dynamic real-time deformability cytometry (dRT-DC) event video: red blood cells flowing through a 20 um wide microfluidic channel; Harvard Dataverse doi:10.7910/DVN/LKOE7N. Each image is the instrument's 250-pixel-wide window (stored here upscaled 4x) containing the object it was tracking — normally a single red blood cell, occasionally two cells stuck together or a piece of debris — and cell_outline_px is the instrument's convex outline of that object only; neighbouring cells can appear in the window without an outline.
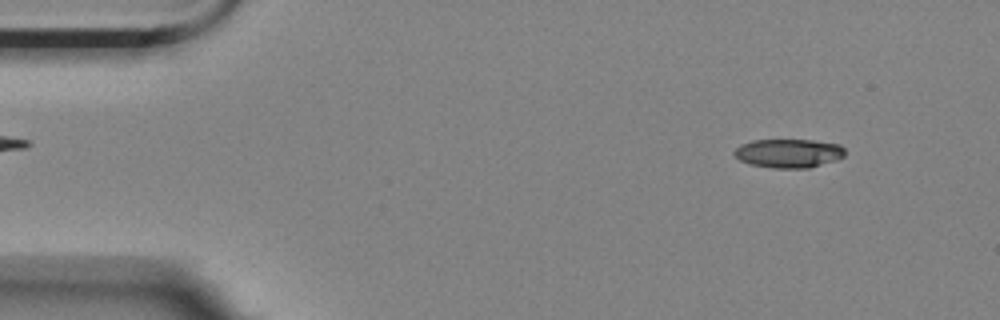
{"species": "Egyptian fruit bat (a non-hibernating species)", "species_latin": "Rousettus aegyptiacus", "temperature_condition": "room temperature", "stored_images_in_passage": 56, "camera_frame_rate_fps": 3000, "um_per_image_px": 0.085, "animal": {"sex": "female"}, "frame": {"image": 1, "passage_image": 5, "time_ms": 1.333, "image_size_px": [1000, 320], "cell_outline_px": [[844, 156], [836, 160], [808, 168], [772, 168], [748, 164], [740, 160], [732, 152], [740, 144], [752, 140], [812, 140], [840, 144], [844, 148]], "centroid_in_image_um": [67.01, 13.03], "position_along_channel_um": 18.0, "area_um2": 18.67}}
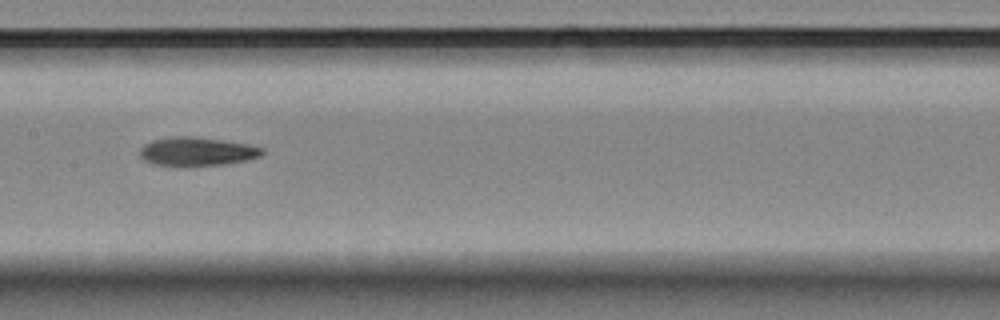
{"frame": {"image": 2, "passage_image": 27, "time_ms": 8.667, "image_size_px": [1000, 320], "cell_outline_px": [[264, 152], [260, 156], [244, 160], [224, 164], [152, 164], [144, 160], [140, 156], [140, 148], [144, 144], [152, 140], [176, 136], [192, 136], [248, 144], [264, 148]], "centroid_in_image_um": [16.73, 12.85], "position_along_channel_um": 190.7, "area_um2": 19.77}}
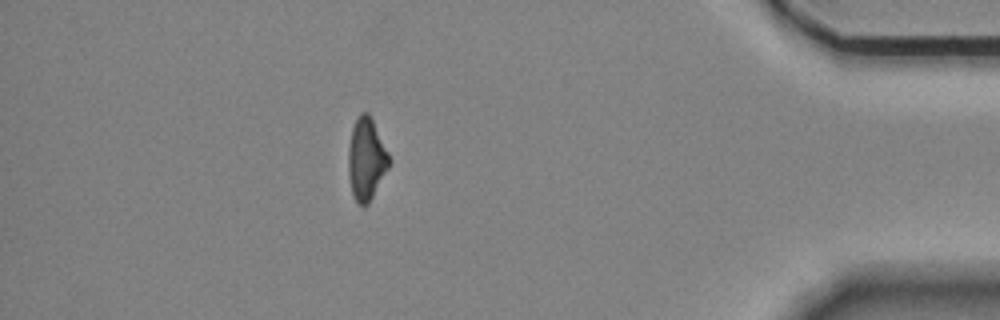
{"frame": {"image": 3, "passage_image": 49, "time_ms": 16.0, "image_size_px": [1000, 320], "cell_outline_px": [[392, 160], [388, 168], [368, 204], [356, 204], [352, 192], [348, 176], [348, 148], [352, 128], [360, 112], [368, 112]], "centroid_in_image_um": [31.13, 13.53], "position_along_channel_um": 404.1, "area_um2": 19.36}, "authors_computed_cell_mechanics": {"area_um2": 19.7965, "velocity_mm_per_s": 3.5302, "shape_relaxation_time_tau1_ms": 6.1914, "shape_relaxation_time_tau2_ms": 6.3304, "deformation_change_tau1": 0.1806, "deformation_change_tau2": 0.1599}}